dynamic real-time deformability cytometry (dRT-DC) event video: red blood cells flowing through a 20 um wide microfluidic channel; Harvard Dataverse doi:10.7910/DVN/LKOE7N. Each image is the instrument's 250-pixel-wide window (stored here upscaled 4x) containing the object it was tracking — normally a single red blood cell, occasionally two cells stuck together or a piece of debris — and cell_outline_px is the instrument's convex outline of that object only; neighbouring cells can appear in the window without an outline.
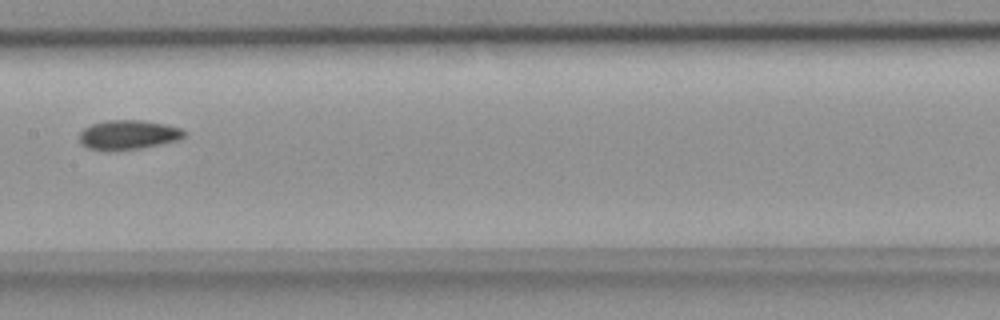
{"species": "common noctule bat (a hibernating species)", "species_latin": "Nyctalus noctula", "temperature_condition": "room temperature", "stored_images_in_passage": 8, "camera_frame_rate_fps": 3000, "um_per_image_px": 0.085, "animal": {"sex": "female", "body_mass_g": 18.4}, "frame": {"image": 1, "passage_image": 8, "time_ms": 2.333, "image_size_px": [1000, 320], "cell_outline_px": [[184, 136], [176, 140], [140, 148], [112, 152], [104, 152], [88, 148], [80, 144], [80, 132], [84, 128], [92, 124], [104, 120], [144, 120], [164, 124], [180, 128], [184, 132]], "centroid_in_image_um": [10.81, 11.47], "position_along_channel_um": 196.6, "area_um2": 18.09}}